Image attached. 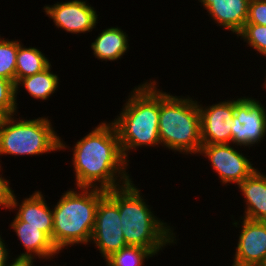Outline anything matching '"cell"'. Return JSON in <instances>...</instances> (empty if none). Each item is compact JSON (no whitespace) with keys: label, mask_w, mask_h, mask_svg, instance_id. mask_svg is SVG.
Instances as JSON below:
<instances>
[{"label":"cell","mask_w":266,"mask_h":266,"mask_svg":"<svg viewBox=\"0 0 266 266\" xmlns=\"http://www.w3.org/2000/svg\"><path fill=\"white\" fill-rule=\"evenodd\" d=\"M121 226L118 206L105 195L97 206L90 241L98 248L104 260L127 246Z\"/></svg>","instance_id":"9c48e42d"},{"label":"cell","mask_w":266,"mask_h":266,"mask_svg":"<svg viewBox=\"0 0 266 266\" xmlns=\"http://www.w3.org/2000/svg\"><path fill=\"white\" fill-rule=\"evenodd\" d=\"M159 138L162 148L186 155L199 153L201 141L198 101L159 89Z\"/></svg>","instance_id":"5b68a950"},{"label":"cell","mask_w":266,"mask_h":266,"mask_svg":"<svg viewBox=\"0 0 266 266\" xmlns=\"http://www.w3.org/2000/svg\"><path fill=\"white\" fill-rule=\"evenodd\" d=\"M151 80L131 90L122 111L112 121L118 132L123 156L128 162L129 151L161 145L158 128L159 85Z\"/></svg>","instance_id":"3957f363"},{"label":"cell","mask_w":266,"mask_h":266,"mask_svg":"<svg viewBox=\"0 0 266 266\" xmlns=\"http://www.w3.org/2000/svg\"><path fill=\"white\" fill-rule=\"evenodd\" d=\"M128 34L119 27L103 29L91 43L93 55L102 61H117L129 50Z\"/></svg>","instance_id":"e0dca14e"},{"label":"cell","mask_w":266,"mask_h":266,"mask_svg":"<svg viewBox=\"0 0 266 266\" xmlns=\"http://www.w3.org/2000/svg\"><path fill=\"white\" fill-rule=\"evenodd\" d=\"M44 12L55 24L67 33L81 34L91 32L98 23L97 12L87 0H70L45 5Z\"/></svg>","instance_id":"30bf717a"},{"label":"cell","mask_w":266,"mask_h":266,"mask_svg":"<svg viewBox=\"0 0 266 266\" xmlns=\"http://www.w3.org/2000/svg\"><path fill=\"white\" fill-rule=\"evenodd\" d=\"M240 218L239 221L232 222L235 227L242 226L232 266H260L266 257V221Z\"/></svg>","instance_id":"8fae6325"},{"label":"cell","mask_w":266,"mask_h":266,"mask_svg":"<svg viewBox=\"0 0 266 266\" xmlns=\"http://www.w3.org/2000/svg\"><path fill=\"white\" fill-rule=\"evenodd\" d=\"M11 229L15 232L26 252L20 253L16 258L23 260H52L59 254L51 239L38 227L24 226V222L17 216L10 224ZM36 256V257H35ZM52 258V259H51Z\"/></svg>","instance_id":"9a60e30c"},{"label":"cell","mask_w":266,"mask_h":266,"mask_svg":"<svg viewBox=\"0 0 266 266\" xmlns=\"http://www.w3.org/2000/svg\"><path fill=\"white\" fill-rule=\"evenodd\" d=\"M72 148L75 185L105 191L132 182L114 123L103 121Z\"/></svg>","instance_id":"6da1fadb"},{"label":"cell","mask_w":266,"mask_h":266,"mask_svg":"<svg viewBox=\"0 0 266 266\" xmlns=\"http://www.w3.org/2000/svg\"><path fill=\"white\" fill-rule=\"evenodd\" d=\"M7 115L0 125V155L39 156L55 151H64L69 147L58 136L51 119L16 118Z\"/></svg>","instance_id":"8992f818"},{"label":"cell","mask_w":266,"mask_h":266,"mask_svg":"<svg viewBox=\"0 0 266 266\" xmlns=\"http://www.w3.org/2000/svg\"><path fill=\"white\" fill-rule=\"evenodd\" d=\"M16 85L13 81L0 76V110L7 115L18 114Z\"/></svg>","instance_id":"603a6c76"},{"label":"cell","mask_w":266,"mask_h":266,"mask_svg":"<svg viewBox=\"0 0 266 266\" xmlns=\"http://www.w3.org/2000/svg\"><path fill=\"white\" fill-rule=\"evenodd\" d=\"M255 170L237 187L239 188L244 207V218L256 221H266V175Z\"/></svg>","instance_id":"2e32d148"},{"label":"cell","mask_w":266,"mask_h":266,"mask_svg":"<svg viewBox=\"0 0 266 266\" xmlns=\"http://www.w3.org/2000/svg\"><path fill=\"white\" fill-rule=\"evenodd\" d=\"M266 75V74H265ZM265 81H264V85H263V87H265L266 88V76H265V79H264Z\"/></svg>","instance_id":"4dcf8cb0"},{"label":"cell","mask_w":266,"mask_h":266,"mask_svg":"<svg viewBox=\"0 0 266 266\" xmlns=\"http://www.w3.org/2000/svg\"><path fill=\"white\" fill-rule=\"evenodd\" d=\"M1 237L2 236L0 235V266H7L10 263V261H12L9 260L11 255H9L10 254L9 248L7 245H5L4 243L5 241Z\"/></svg>","instance_id":"484cf974"},{"label":"cell","mask_w":266,"mask_h":266,"mask_svg":"<svg viewBox=\"0 0 266 266\" xmlns=\"http://www.w3.org/2000/svg\"><path fill=\"white\" fill-rule=\"evenodd\" d=\"M260 266H266V257H265L263 263Z\"/></svg>","instance_id":"f1b7e54d"},{"label":"cell","mask_w":266,"mask_h":266,"mask_svg":"<svg viewBox=\"0 0 266 266\" xmlns=\"http://www.w3.org/2000/svg\"><path fill=\"white\" fill-rule=\"evenodd\" d=\"M5 114L0 110V125L2 124L3 119L5 118Z\"/></svg>","instance_id":"83f0119b"},{"label":"cell","mask_w":266,"mask_h":266,"mask_svg":"<svg viewBox=\"0 0 266 266\" xmlns=\"http://www.w3.org/2000/svg\"><path fill=\"white\" fill-rule=\"evenodd\" d=\"M246 23L266 25V0H250Z\"/></svg>","instance_id":"cb8c5ba5"},{"label":"cell","mask_w":266,"mask_h":266,"mask_svg":"<svg viewBox=\"0 0 266 266\" xmlns=\"http://www.w3.org/2000/svg\"><path fill=\"white\" fill-rule=\"evenodd\" d=\"M233 124H231V144L253 147L266 136V107L253 97L234 100Z\"/></svg>","instance_id":"52a82bcc"},{"label":"cell","mask_w":266,"mask_h":266,"mask_svg":"<svg viewBox=\"0 0 266 266\" xmlns=\"http://www.w3.org/2000/svg\"><path fill=\"white\" fill-rule=\"evenodd\" d=\"M237 37H241L249 47L266 57V25L245 23Z\"/></svg>","instance_id":"7402d4cb"},{"label":"cell","mask_w":266,"mask_h":266,"mask_svg":"<svg viewBox=\"0 0 266 266\" xmlns=\"http://www.w3.org/2000/svg\"><path fill=\"white\" fill-rule=\"evenodd\" d=\"M217 26L238 35L248 18L250 0H198Z\"/></svg>","instance_id":"5bb4252c"},{"label":"cell","mask_w":266,"mask_h":266,"mask_svg":"<svg viewBox=\"0 0 266 266\" xmlns=\"http://www.w3.org/2000/svg\"><path fill=\"white\" fill-rule=\"evenodd\" d=\"M234 99L203 106L198 102L200 110V126L202 144H230L231 124H233Z\"/></svg>","instance_id":"7c38bea8"},{"label":"cell","mask_w":266,"mask_h":266,"mask_svg":"<svg viewBox=\"0 0 266 266\" xmlns=\"http://www.w3.org/2000/svg\"><path fill=\"white\" fill-rule=\"evenodd\" d=\"M155 254L147 248L127 245L108 257L105 266H143Z\"/></svg>","instance_id":"ffe728a7"},{"label":"cell","mask_w":266,"mask_h":266,"mask_svg":"<svg viewBox=\"0 0 266 266\" xmlns=\"http://www.w3.org/2000/svg\"><path fill=\"white\" fill-rule=\"evenodd\" d=\"M20 40H10L0 35V76L15 83L16 58Z\"/></svg>","instance_id":"44dd1931"},{"label":"cell","mask_w":266,"mask_h":266,"mask_svg":"<svg viewBox=\"0 0 266 266\" xmlns=\"http://www.w3.org/2000/svg\"><path fill=\"white\" fill-rule=\"evenodd\" d=\"M52 65L50 64L43 71L32 76L21 78L16 85V102L17 94L20 92V87H25L26 92L34 99L48 100L58 90L59 77L53 73ZM19 91V92H18Z\"/></svg>","instance_id":"ac0fdd59"},{"label":"cell","mask_w":266,"mask_h":266,"mask_svg":"<svg viewBox=\"0 0 266 266\" xmlns=\"http://www.w3.org/2000/svg\"><path fill=\"white\" fill-rule=\"evenodd\" d=\"M74 189L62 193L56 205L52 206V243L59 253L73 245L90 244L97 206L106 195L105 190L97 188Z\"/></svg>","instance_id":"277c9868"},{"label":"cell","mask_w":266,"mask_h":266,"mask_svg":"<svg viewBox=\"0 0 266 266\" xmlns=\"http://www.w3.org/2000/svg\"><path fill=\"white\" fill-rule=\"evenodd\" d=\"M232 144H202L199 155L208 158L213 172L217 173L222 185H239L256 169L247 156ZM229 183V184H228Z\"/></svg>","instance_id":"ba28073f"},{"label":"cell","mask_w":266,"mask_h":266,"mask_svg":"<svg viewBox=\"0 0 266 266\" xmlns=\"http://www.w3.org/2000/svg\"><path fill=\"white\" fill-rule=\"evenodd\" d=\"M7 266H31V261L23 259H13L12 263H9Z\"/></svg>","instance_id":"4316f807"},{"label":"cell","mask_w":266,"mask_h":266,"mask_svg":"<svg viewBox=\"0 0 266 266\" xmlns=\"http://www.w3.org/2000/svg\"><path fill=\"white\" fill-rule=\"evenodd\" d=\"M41 191H35L19 203L13 194L10 210H18L16 216L24 222V226L38 227L52 241L53 212Z\"/></svg>","instance_id":"4fadbf2b"},{"label":"cell","mask_w":266,"mask_h":266,"mask_svg":"<svg viewBox=\"0 0 266 266\" xmlns=\"http://www.w3.org/2000/svg\"><path fill=\"white\" fill-rule=\"evenodd\" d=\"M51 64L48 57L37 47L18 46L16 58L15 84L21 79L46 69Z\"/></svg>","instance_id":"d6986e66"},{"label":"cell","mask_w":266,"mask_h":266,"mask_svg":"<svg viewBox=\"0 0 266 266\" xmlns=\"http://www.w3.org/2000/svg\"><path fill=\"white\" fill-rule=\"evenodd\" d=\"M1 162V161H0ZM2 170V165L0 163V172ZM14 190L10 186V181L5 179L0 173V207L10 209L12 197Z\"/></svg>","instance_id":"d4e9b609"},{"label":"cell","mask_w":266,"mask_h":266,"mask_svg":"<svg viewBox=\"0 0 266 266\" xmlns=\"http://www.w3.org/2000/svg\"><path fill=\"white\" fill-rule=\"evenodd\" d=\"M33 262H35V261L34 260H31V266H35V264ZM47 266H50V265H47Z\"/></svg>","instance_id":"f546056e"},{"label":"cell","mask_w":266,"mask_h":266,"mask_svg":"<svg viewBox=\"0 0 266 266\" xmlns=\"http://www.w3.org/2000/svg\"><path fill=\"white\" fill-rule=\"evenodd\" d=\"M118 206L123 237L127 245L150 249L156 256L167 245L177 244L172 226L154 215L140 188L132 182L106 191Z\"/></svg>","instance_id":"7a4b0ae2"}]
</instances>
